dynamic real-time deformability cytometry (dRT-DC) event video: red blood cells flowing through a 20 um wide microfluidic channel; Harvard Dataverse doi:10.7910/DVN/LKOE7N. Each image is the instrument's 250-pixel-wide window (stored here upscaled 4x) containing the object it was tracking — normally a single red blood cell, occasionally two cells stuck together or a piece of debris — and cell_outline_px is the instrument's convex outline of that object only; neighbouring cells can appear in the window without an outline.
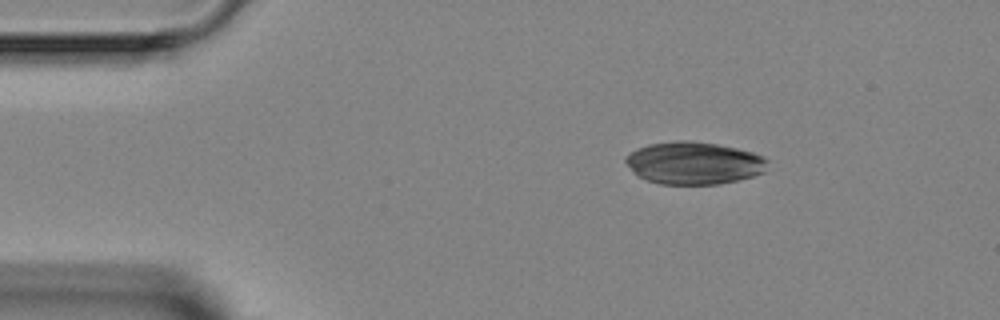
{"species": "Egyptian fruit bat (a non-hibernating species)", "species_latin": "Rousettus aegyptiacus", "temperature_condition": "room temperature", "stored_images_in_passage": 2, "camera_frame_rate_fps": 3000, "um_per_image_px": 0.085, "animal": {"sex": "female"}, "frame": {"image": 1, "passage_image": 1, "time_ms": 0.0, "image_size_px": [1000, 320], "cell_outline_px": [[768, 160], [764, 172], [752, 176], [720, 184], [660, 184], [648, 180], [640, 176], [624, 160], [636, 148], [648, 144], [676, 140], [688, 140], [716, 144], [736, 148], [752, 152], [764, 156]], "centroid_in_image_um": [59.01, 13.85], "position_along_channel_um": 26.0, "area_um2": 34.8}}